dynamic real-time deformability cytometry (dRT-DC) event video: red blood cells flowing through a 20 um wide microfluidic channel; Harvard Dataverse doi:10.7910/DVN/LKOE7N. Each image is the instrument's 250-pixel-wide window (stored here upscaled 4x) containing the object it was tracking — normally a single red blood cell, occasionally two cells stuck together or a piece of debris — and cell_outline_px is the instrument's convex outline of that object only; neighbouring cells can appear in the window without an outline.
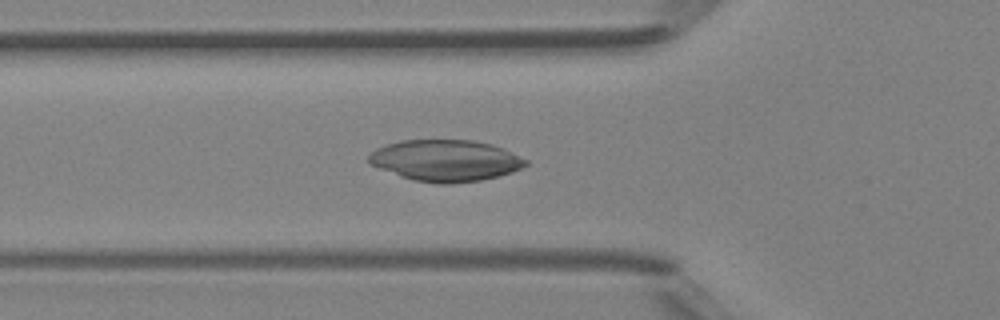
{"species": "Egyptian fruit bat (a non-hibernating species)", "species_latin": "Rousettus aegyptiacus", "temperature_condition": "room temperature", "stored_images_in_passage": 42, "camera_frame_rate_fps": 3000, "um_per_image_px": 0.085, "animal": {"sex": "female"}, "frame": {"image": 1, "passage_image": 12, "time_ms": 3.667, "image_size_px": [1000, 320], "cell_outline_px": [[528, 164], [512, 172], [480, 180], [448, 184], [436, 184], [416, 180], [400, 176], [380, 168], [372, 164], [368, 160], [368, 156], [376, 148], [400, 140], [472, 140], [492, 144], [528, 160]], "centroid_in_image_um": [37.87, 13.64], "position_along_channel_um": 87.9, "area_um2": 37.51}}
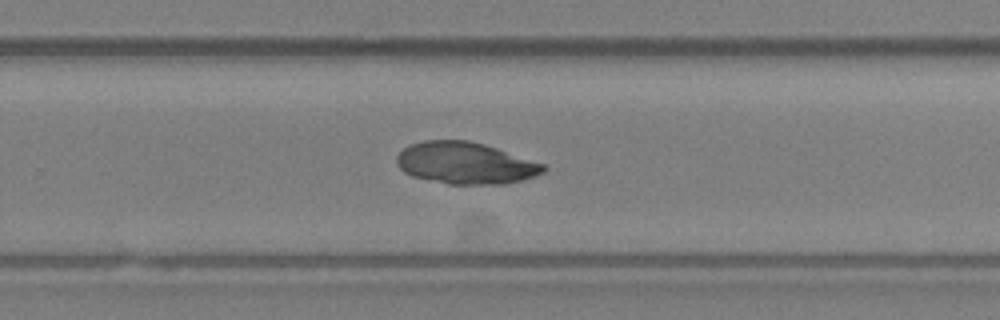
{"frame": {"image": 2, "passage_image": 26, "time_ms": 8.333, "image_size_px": [1000, 320], "cell_outline_px": [[548, 168], [544, 172], [536, 176], [504, 184], [448, 184], [412, 176], [404, 172], [396, 164], [396, 156], [408, 144], [424, 140], [468, 140], [484, 144], [544, 164]], "centroid_in_image_um": [39.54, 13.86], "position_along_channel_um": 290.3, "area_um2": 35.72}}
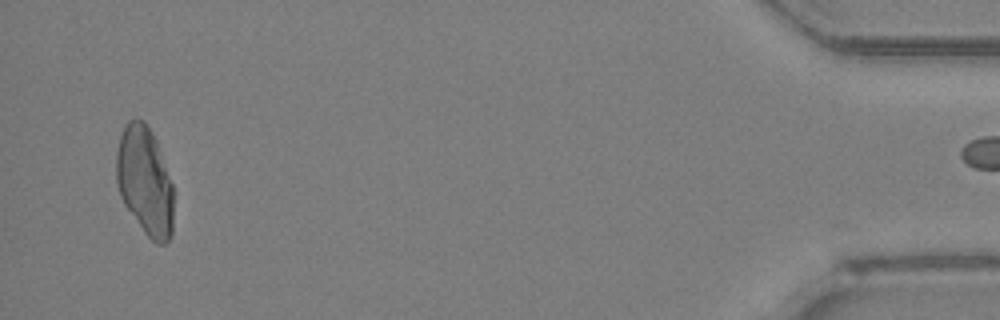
{"frame": {"image": 3, "passage_image": 41, "time_ms": 13.333, "image_size_px": [1000, 320], "cell_outline_px": [[172, 236], [164, 244], [156, 244], [144, 232], [124, 204], [120, 196], [116, 184], [116, 152], [120, 136], [128, 120], [136, 116], [144, 120], [152, 132], [156, 140], [172, 184]], "centroid_in_image_um": [12.29, 15.36], "position_along_channel_um": 422.9, "area_um2": 36.24}}